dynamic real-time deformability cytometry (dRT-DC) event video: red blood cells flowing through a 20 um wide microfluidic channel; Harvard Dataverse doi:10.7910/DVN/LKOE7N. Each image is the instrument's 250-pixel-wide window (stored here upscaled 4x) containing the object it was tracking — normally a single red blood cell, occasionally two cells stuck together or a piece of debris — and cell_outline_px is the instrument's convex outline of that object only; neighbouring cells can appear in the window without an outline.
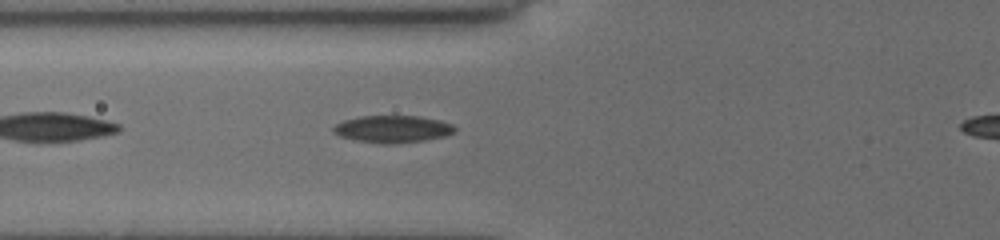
{"species": "common noctule bat (a hibernating species)", "species_latin": "Nyctalus noctula", "temperature_condition": "cold", "stored_images_in_passage": 20, "camera_frame_rate_fps": 3000, "um_per_image_px": 0.085, "animal": {"sex": "female", "body_mass_g": 19.5, "forearm_length_mm": 54.1}, "frame": {"image": 1, "passage_image": 4, "time_ms": 1.0, "image_size_px": [1000, 240], "cell_outline_px": [[456, 128], [452, 132], [444, 136], [424, 140], [388, 144], [380, 144], [356, 140], [340, 136], [332, 132], [332, 128], [336, 124], [344, 120], [360, 116], [416, 116], [440, 120], [452, 124]], "centroid_in_image_um": [33.33, 10.96], "position_along_channel_um": 92.5, "area_um2": 19.07}}